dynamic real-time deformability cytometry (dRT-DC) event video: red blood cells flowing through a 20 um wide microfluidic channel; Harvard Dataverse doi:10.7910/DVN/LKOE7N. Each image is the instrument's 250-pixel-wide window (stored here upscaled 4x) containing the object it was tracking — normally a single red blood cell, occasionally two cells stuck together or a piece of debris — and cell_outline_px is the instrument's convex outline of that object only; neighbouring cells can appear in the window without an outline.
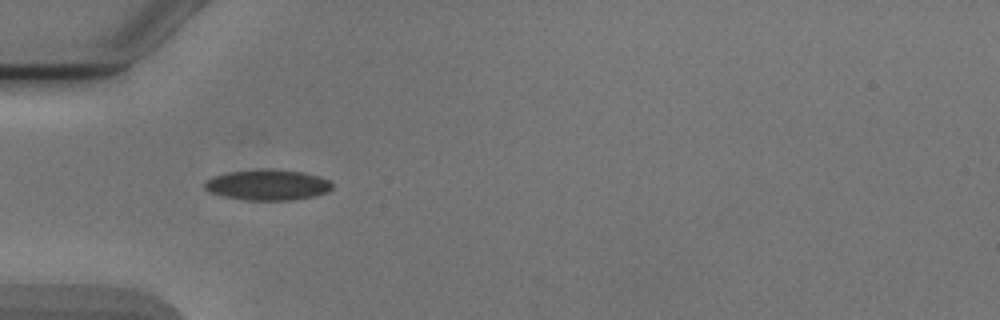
{"species": "Egyptian fruit bat (a non-hibernating species)", "species_latin": "Rousettus aegyptiacus", "temperature_condition": "cold", "stored_images_in_passage": 7, "camera_frame_rate_fps": 3000, "um_per_image_px": 0.085, "animal": {"sex": "male"}, "frame": {"image": 1, "passage_image": 3, "time_ms": 2.333, "image_size_px": [1000, 320], "cell_outline_px": [[332, 188], [328, 192], [316, 196], [292, 200], [244, 200], [224, 196], [208, 192], [204, 188], [204, 184], [208, 180], [216, 176], [232, 172], [260, 168], [272, 168], [304, 172], [320, 176], [328, 180], [332, 184]], "centroid_in_image_um": [22.8, 15.71], "position_along_channel_um": 62.2, "area_um2": 22.95}}
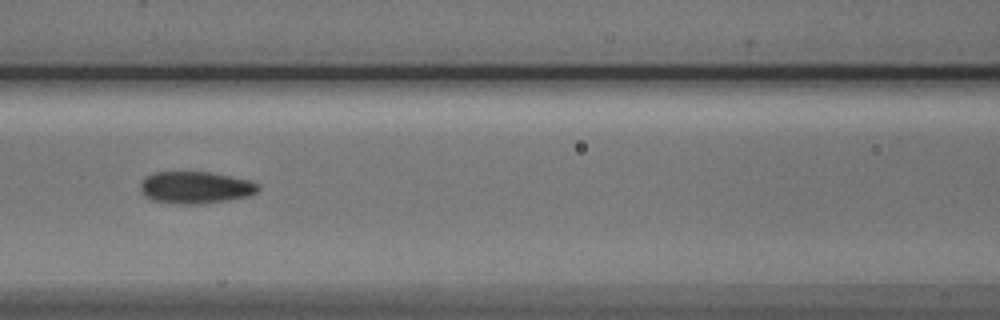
{"frame": {"image": 2, "passage_image": 5, "time_ms": 4.667, "image_size_px": [1000, 320], "cell_outline_px": [[260, 188], [256, 192], [248, 196], [228, 200], [200, 204], [172, 204], [152, 200], [144, 196], [140, 192], [140, 184], [148, 176], [156, 172], [212, 172], [248, 180], [260, 184]], "centroid_in_image_um": [16.61, 15.95], "position_along_channel_um": 150.0, "area_um2": 22.08}}
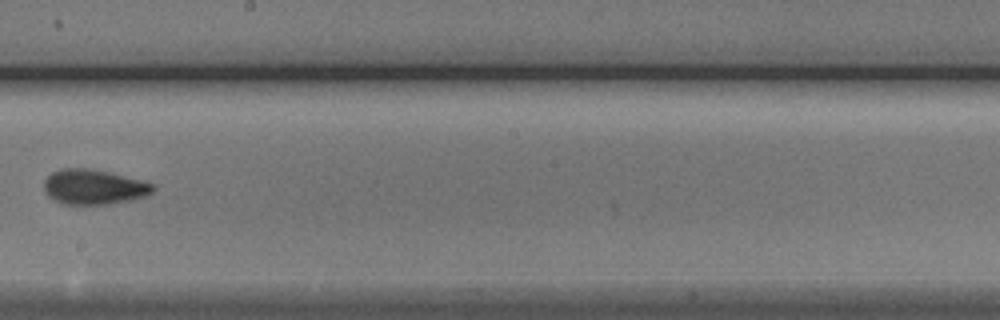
{"frame": {"image": 3, "passage_image": 7, "time_ms": 7.0, "image_size_px": [1000, 320], "cell_outline_px": [[156, 188], [152, 192], [144, 196], [128, 200], [108, 204], [64, 204], [48, 196], [44, 192], [44, 180], [52, 172], [60, 168], [88, 168], [108, 172], [140, 180], [152, 184]], "centroid_in_image_um": [7.92, 15.88], "position_along_channel_um": 240.3, "area_um2": 21.96}}